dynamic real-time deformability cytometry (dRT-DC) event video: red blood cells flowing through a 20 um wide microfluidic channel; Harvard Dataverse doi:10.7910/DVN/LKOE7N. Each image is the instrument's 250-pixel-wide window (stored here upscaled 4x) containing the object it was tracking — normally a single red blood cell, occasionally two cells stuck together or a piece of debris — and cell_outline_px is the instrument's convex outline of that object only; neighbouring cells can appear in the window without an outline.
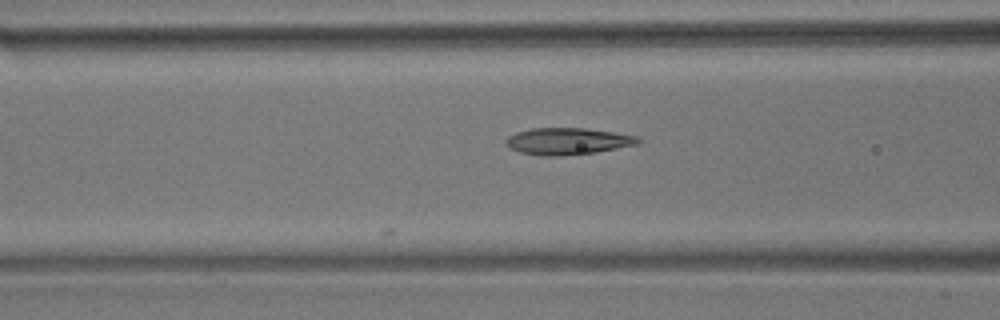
{"species": "common noctule bat (a hibernating species)", "species_latin": "Nyctalus noctula", "temperature_condition": "room temperature", "stored_images_in_passage": 7, "camera_frame_rate_fps": 3000, "um_per_image_px": 0.085, "animal": {"sex": "male", "body_mass_g": 17.9}, "frame": {"image": 1, "passage_image": 5, "time_ms": 5.0, "image_size_px": [1000, 320], "cell_outline_px": [[640, 144], [596, 152], [560, 156], [540, 156], [520, 152], [508, 148], [504, 144], [504, 140], [508, 136], [516, 132], [532, 128], [584, 128], [612, 132], [636, 136], [640, 140]], "centroid_in_image_um": [48.19, 12.01], "position_along_channel_um": 118.4, "area_um2": 20.75}}
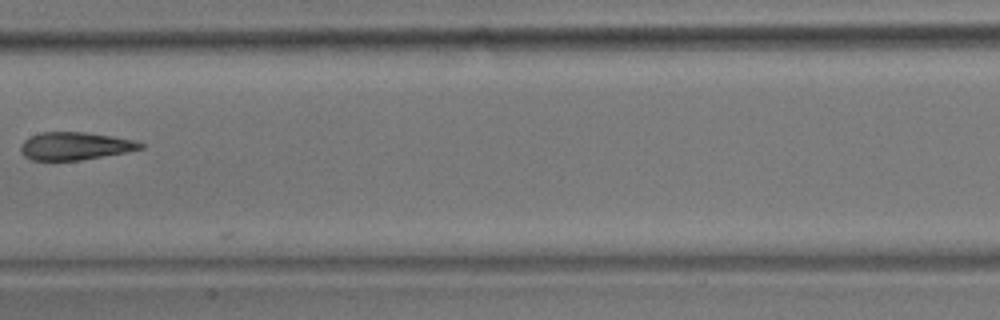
{"frame": {"image": 2, "passage_image": 7, "time_ms": 7.333, "image_size_px": [1000, 320], "cell_outline_px": [[144, 148], [124, 152], [80, 160], [32, 160], [24, 156], [20, 152], [20, 144], [24, 140], [40, 132], [84, 132], [112, 136], [136, 140], [144, 144]], "centroid_in_image_um": [6.36, 12.4], "position_along_channel_um": 201.0, "area_um2": 19.31}}